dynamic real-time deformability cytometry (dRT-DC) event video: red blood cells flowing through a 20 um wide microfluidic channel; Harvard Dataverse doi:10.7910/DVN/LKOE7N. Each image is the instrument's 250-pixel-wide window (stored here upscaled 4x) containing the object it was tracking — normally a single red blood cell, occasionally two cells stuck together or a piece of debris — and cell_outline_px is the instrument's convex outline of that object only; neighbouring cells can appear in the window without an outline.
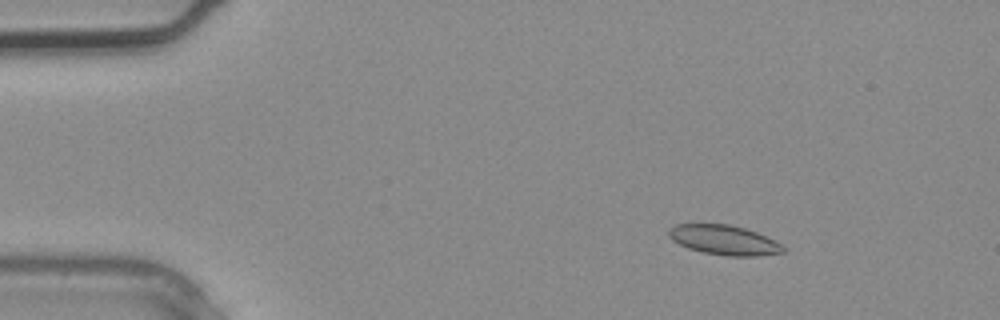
{"species": "common noctule bat (a hibernating species)", "species_latin": "Nyctalus noctula", "temperature_condition": "warm", "stored_images_in_passage": 2, "camera_frame_rate_fps": 3000, "um_per_image_px": 0.085, "animal": {"sex": "male", "body_mass_g": 20.4}, "frame": {"image": 1, "passage_image": 1, "time_ms": 0.0, "image_size_px": [1000, 320], "cell_outline_px": [[784, 252], [756, 256], [728, 256], [704, 252], [688, 248], [672, 240], [668, 236], [668, 228], [676, 224], [728, 224], [744, 228], [756, 232], [776, 240], [784, 248]], "centroid_in_image_um": [61.53, 20.39], "position_along_channel_um": 23.5, "area_um2": 19.71}}
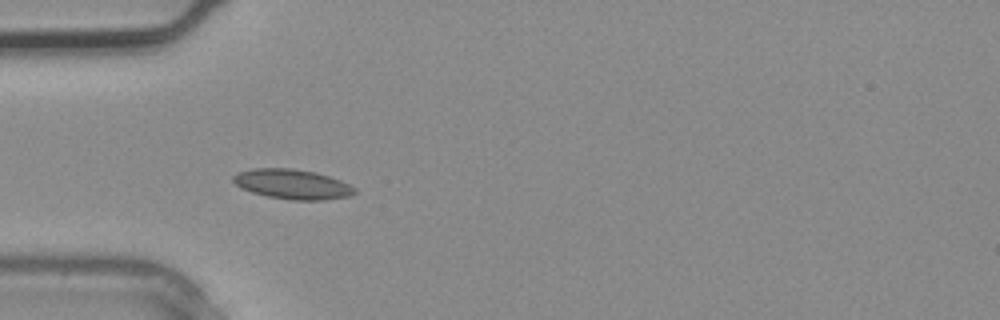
{"frame": {"image": 2, "passage_image": 2, "time_ms": 0.333, "image_size_px": [1000, 320], "cell_outline_px": [[356, 192], [348, 196], [324, 200], [292, 200], [268, 196], [252, 192], [240, 188], [232, 180], [232, 176], [236, 172], [252, 168], [292, 168], [316, 172], [340, 180], [356, 188]], "centroid_in_image_um": [24.82, 15.64], "position_along_channel_um": 60.2, "area_um2": 21.15}}